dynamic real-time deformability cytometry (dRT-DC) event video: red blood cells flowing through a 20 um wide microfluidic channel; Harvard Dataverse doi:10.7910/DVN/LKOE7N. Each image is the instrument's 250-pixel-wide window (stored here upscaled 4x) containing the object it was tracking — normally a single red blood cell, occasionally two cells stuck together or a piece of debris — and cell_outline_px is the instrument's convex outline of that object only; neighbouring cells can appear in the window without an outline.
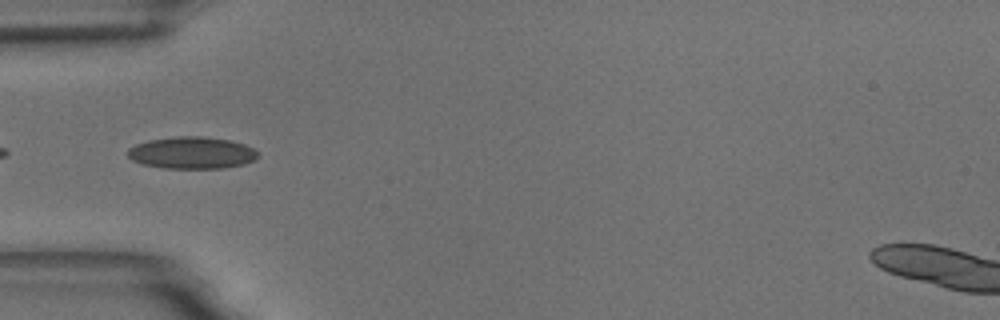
{"species": "common noctule bat (a hibernating species)", "species_latin": "Nyctalus noctula", "temperature_condition": "room temperature", "stored_images_in_passage": 20, "camera_frame_rate_fps": 3000, "um_per_image_px": 0.085, "animal": {"sex": "male", "body_mass_g": 18.8}, "frame": {"image": 1, "passage_image": 18, "time_ms": 5.667, "image_size_px": [1000, 320], "cell_outline_px": [[260, 152], [256, 160], [244, 164], [224, 168], [164, 168], [144, 164], [132, 160], [128, 156], [128, 148], [136, 144], [148, 140], [176, 136], [204, 136], [232, 140], [244, 144]], "centroid_in_image_um": [16.34, 12.98], "position_along_channel_um": 68.7, "area_um2": 24.45}}